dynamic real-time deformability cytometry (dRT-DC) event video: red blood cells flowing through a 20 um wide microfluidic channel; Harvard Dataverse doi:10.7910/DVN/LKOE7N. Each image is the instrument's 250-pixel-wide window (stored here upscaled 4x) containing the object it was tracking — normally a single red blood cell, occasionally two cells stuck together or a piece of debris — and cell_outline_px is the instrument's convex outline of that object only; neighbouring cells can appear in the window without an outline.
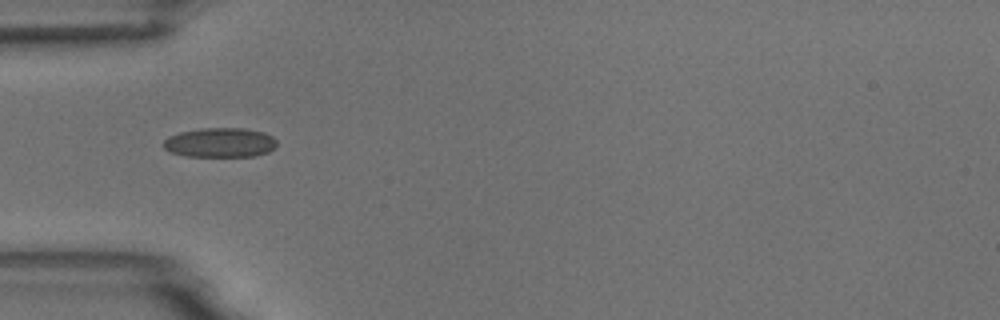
{"species": "common noctule bat (a hibernating species)", "species_latin": "Nyctalus noctula", "temperature_condition": "room temperature", "stored_images_in_passage": 3, "camera_frame_rate_fps": 3000, "um_per_image_px": 0.085, "animal": {"sex": "male", "body_mass_g": 18.8}, "frame": {"image": 1, "passage_image": 1, "time_ms": 0.0, "image_size_px": [1000, 320], "cell_outline_px": [[276, 148], [268, 152], [256, 156], [184, 156], [172, 152], [164, 148], [164, 140], [168, 136], [180, 132], [200, 128], [244, 128], [264, 132], [272, 136], [276, 140]], "centroid_in_image_um": [18.73, 12.11], "position_along_channel_um": 66.3, "area_um2": 19.59}}